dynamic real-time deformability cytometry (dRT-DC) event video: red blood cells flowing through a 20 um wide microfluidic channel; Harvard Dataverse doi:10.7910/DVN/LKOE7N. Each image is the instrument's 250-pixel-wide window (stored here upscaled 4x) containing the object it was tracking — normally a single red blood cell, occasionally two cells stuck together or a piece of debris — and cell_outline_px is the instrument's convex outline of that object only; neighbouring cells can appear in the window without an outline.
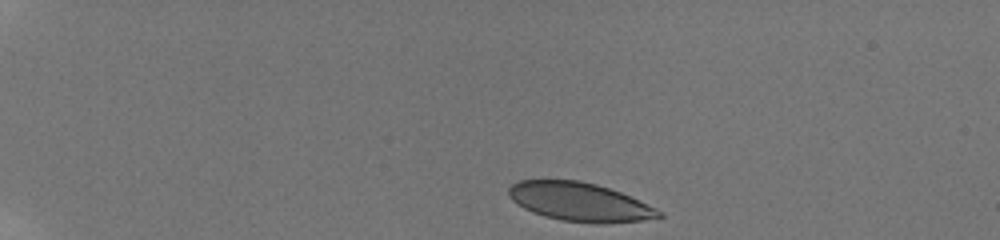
{"species": "human", "species_latin": "Homo sapiens", "temperature_condition": "room temperature", "stored_images_in_passage": 43, "camera_frame_rate_fps": 3000, "um_per_image_px": 0.085, "donor": {"sex": "male"}, "frame": {"image": 1, "passage_image": 1, "time_ms": 0.0, "image_size_px": [1000, 240], "cell_outline_px": [[664, 216], [640, 220], [600, 224], [596, 224], [560, 220], [544, 216], [532, 212], [524, 208], [512, 200], [508, 196], [508, 188], [512, 184], [520, 180], [580, 180], [596, 184], [620, 192], [656, 208], [664, 212]], "centroid_in_image_um": [49.25, 17.16], "position_along_channel_um": 35.7, "area_um2": 33.76}}
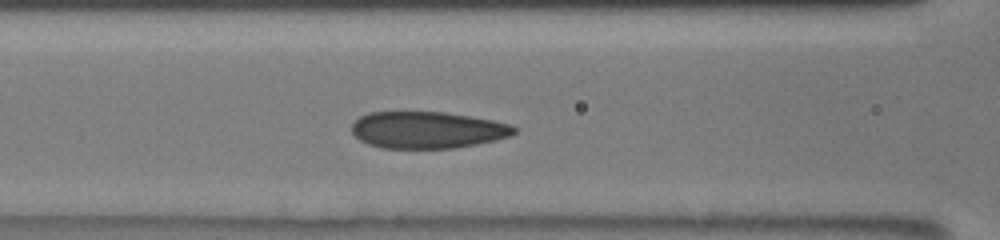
{"frame": {"image": 2, "passage_image": 16, "time_ms": 5.0, "image_size_px": [1000, 240], "cell_outline_px": [[516, 132], [512, 136], [496, 140], [476, 144], [452, 148], [380, 148], [368, 144], [360, 140], [352, 132], [352, 124], [360, 116], [368, 112], [444, 112], [492, 120], [512, 124], [516, 128]], "centroid_in_image_um": [36.34, 11.05], "position_along_channel_um": 130.3, "area_um2": 34.85}}
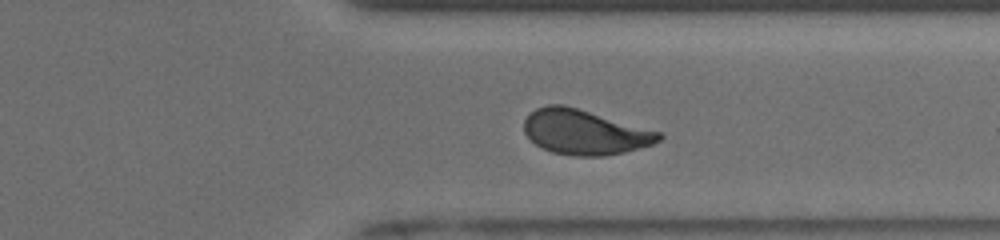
{"frame": {"image": 3, "passage_image": 34, "time_ms": 11.0, "image_size_px": [1000, 240], "cell_outline_px": [[664, 136], [660, 140], [652, 144], [624, 152], [604, 156], [576, 156], [552, 152], [540, 148], [524, 132], [524, 120], [536, 108], [548, 104], [564, 104], [660, 132]], "centroid_in_image_um": [49.67, 11.23], "position_along_channel_um": 361.7, "area_um2": 35.03}, "authors_computed_cell_mechanics": {"area_um2": 35.4314, "velocity_mm_per_s": 3.86, "shape_relaxation_time_tau1_ms": 5.7447, "shape_relaxation_time_tau2_ms": 0.8283, "deformation_change_tau1": 0.1671, "deformation_change_tau2": 0.0675}}